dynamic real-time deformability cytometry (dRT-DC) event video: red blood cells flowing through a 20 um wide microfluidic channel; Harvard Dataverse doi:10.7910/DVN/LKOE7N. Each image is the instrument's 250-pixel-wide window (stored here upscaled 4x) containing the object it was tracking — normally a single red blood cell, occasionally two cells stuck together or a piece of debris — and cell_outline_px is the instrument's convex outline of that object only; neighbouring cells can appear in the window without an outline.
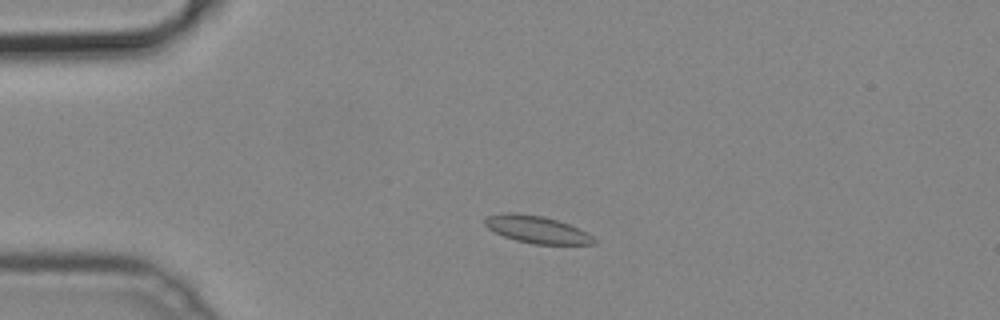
{"species": "common noctule bat (a hibernating species)", "species_latin": "Nyctalus noctula", "temperature_condition": "cold", "stored_images_in_passage": 48, "camera_frame_rate_fps": 3000, "um_per_image_px": 0.085, "animal": {"sex": "male", "body_mass_g": 19.2, "forearm_length_mm": 51.8}, "frame": {"image": 1, "passage_image": 9, "time_ms": 2.667, "image_size_px": [1000, 320], "cell_outline_px": [[596, 244], [532, 244], [516, 240], [504, 236], [488, 228], [484, 224], [484, 220], [488, 216], [504, 212], [516, 212], [544, 216], [580, 228], [588, 232], [596, 240]], "centroid_in_image_um": [45.65, 19.5], "position_along_channel_um": 39.4, "area_um2": 17.4}}
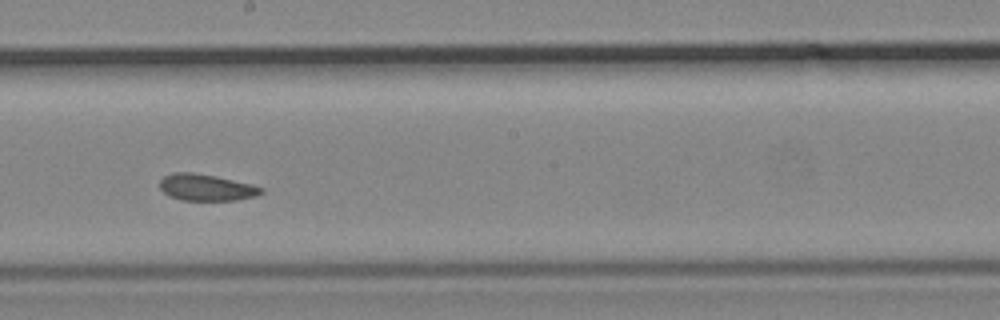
{"frame": {"image": 2, "passage_image": 26, "time_ms": 8.333, "image_size_px": [1000, 320], "cell_outline_px": [[264, 192], [256, 196], [236, 200], [184, 200], [168, 196], [160, 188], [160, 180], [164, 176], [172, 172], [192, 172], [216, 176], [252, 184], [264, 188]], "centroid_in_image_um": [17.54, 15.93], "position_along_channel_um": 230.7, "area_um2": 15.78}}
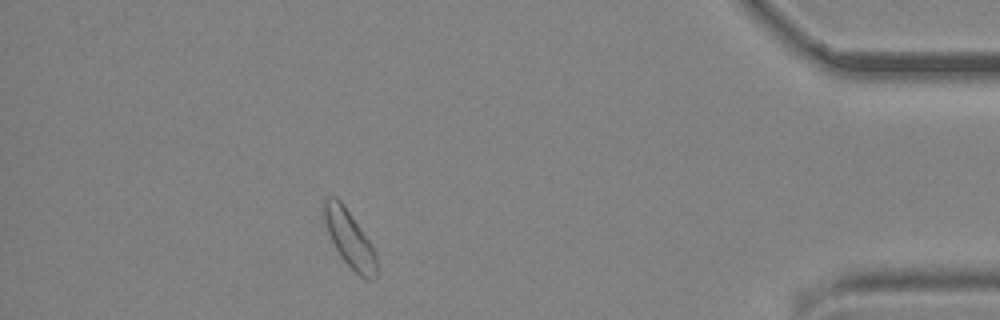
{"frame": {"image": 3, "passage_image": 43, "time_ms": 14.0, "image_size_px": [1000, 320], "cell_outline_px": [[376, 280], [368, 280], [360, 276], [340, 256], [328, 232], [324, 220], [324, 196], [336, 196], [340, 200], [372, 244], [376, 252]], "centroid_in_image_um": [29.72, 20.29], "position_along_channel_um": 405.5, "area_um2": 17.17}}